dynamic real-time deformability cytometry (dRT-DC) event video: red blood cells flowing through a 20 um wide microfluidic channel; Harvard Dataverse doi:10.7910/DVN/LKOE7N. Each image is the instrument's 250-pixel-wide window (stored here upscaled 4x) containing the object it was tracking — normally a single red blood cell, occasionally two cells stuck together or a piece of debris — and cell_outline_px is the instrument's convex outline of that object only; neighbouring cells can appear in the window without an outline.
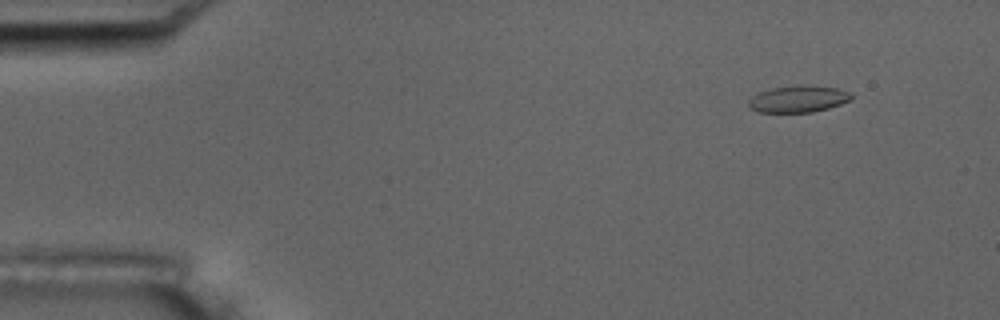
{"species": "common noctule bat (a hibernating species)", "species_latin": "Nyctalus noctula", "temperature_condition": "room temperature", "stored_images_in_passage": 6, "camera_frame_rate_fps": 3000, "um_per_image_px": 0.085, "animal": {"sex": "male", "body_mass_g": 17.5, "forearm_length_mm": 52.3}, "frame": {"image": 1, "passage_image": 2, "time_ms": 1.333, "image_size_px": [1000, 320], "cell_outline_px": [[852, 100], [828, 108], [812, 112], [756, 112], [748, 108], [748, 100], [752, 96], [760, 92], [772, 88], [800, 84], [836, 88], [852, 92]], "centroid_in_image_um": [67.84, 8.41], "position_along_channel_um": 17.2, "area_um2": 16.18}}
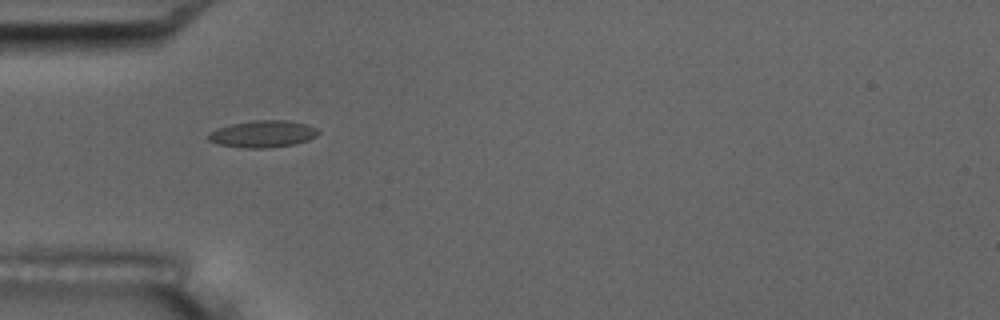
{"frame": {"image": 2, "passage_image": 5, "time_ms": 5.333, "image_size_px": [1000, 320], "cell_outline_px": [[320, 132], [316, 136], [308, 140], [292, 144], [268, 148], [240, 148], [220, 144], [208, 140], [208, 132], [216, 128], [232, 124], [252, 120], [288, 120], [304, 124], [316, 128]], "centroid_in_image_um": [22.31, 11.38], "position_along_channel_um": 62.7, "area_um2": 17.22}}